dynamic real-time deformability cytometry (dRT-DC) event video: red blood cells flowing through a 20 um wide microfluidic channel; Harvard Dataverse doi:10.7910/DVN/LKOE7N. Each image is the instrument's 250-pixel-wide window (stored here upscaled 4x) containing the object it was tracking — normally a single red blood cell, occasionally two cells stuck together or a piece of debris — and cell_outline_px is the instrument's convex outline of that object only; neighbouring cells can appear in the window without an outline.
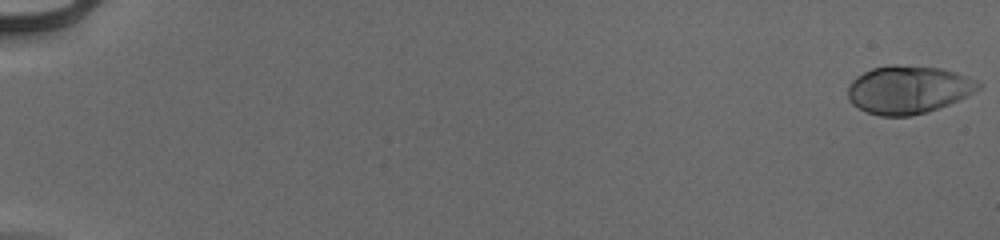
{"species": "human", "species_latin": "Homo sapiens", "temperature_condition": "cold", "stored_images_in_passage": 45, "camera_frame_rate_fps": 3000, "um_per_image_px": 0.085, "donor": {"sex": "male"}, "frame": {"image": 1, "passage_image": 1, "time_ms": 0.0, "image_size_px": [1000, 240], "cell_outline_px": [[984, 84], [980, 88], [948, 104], [928, 112], [912, 116], [880, 116], [868, 112], [852, 104], [848, 100], [848, 84], [856, 76], [872, 68], [888, 64], [896, 64], [940, 68], [956, 72], [980, 80]], "centroid_in_image_um": [77.2, 7.6], "position_along_channel_um": 7.8, "area_um2": 36.7}}
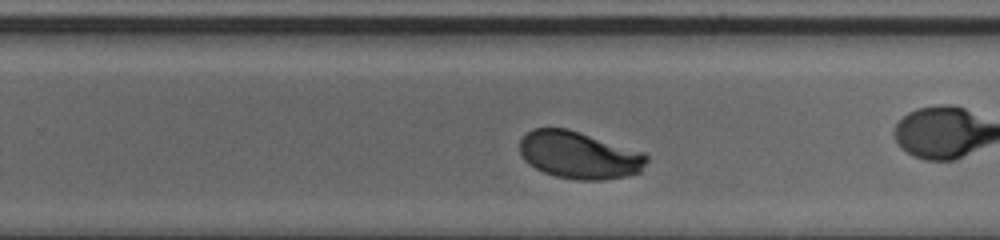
{"frame": {"image": 2, "passage_image": 35, "time_ms": 11.333, "image_size_px": [1000, 240], "cell_outline_px": [[648, 160], [640, 172], [624, 176], [604, 180], [576, 180], [556, 176], [544, 172], [528, 164], [524, 160], [520, 152], [520, 140], [532, 128], [568, 128], [644, 152], [648, 156]], "centroid_in_image_um": [49.22, 13.18], "position_along_channel_um": 280.6, "area_um2": 35.03}}
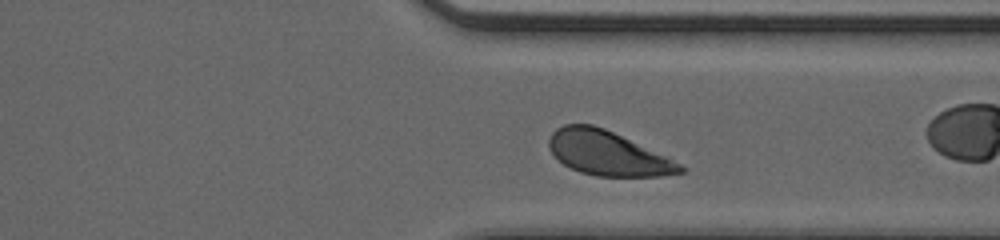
{"frame": {"image": 3, "passage_image": 41, "time_ms": 13.333, "image_size_px": [1000, 240], "cell_outline_px": [[684, 172], [660, 176], [596, 176], [580, 172], [564, 164], [548, 148], [548, 140], [552, 132], [556, 128], [564, 124], [592, 124], [604, 128], [664, 156], [680, 164], [684, 168]], "centroid_in_image_um": [51.59, 13.02], "position_along_channel_um": 359.8, "area_um2": 33.29}, "authors_computed_cell_mechanics": {"area_um2": 35.4314, "velocity_mm_per_s": 3.894, "shape_relaxation_time_tau1_ms": 2.561, "shape_relaxation_time_tau2_ms": null, "deformation_change_tau1": 0.1523, "deformation_change_tau2": null}}